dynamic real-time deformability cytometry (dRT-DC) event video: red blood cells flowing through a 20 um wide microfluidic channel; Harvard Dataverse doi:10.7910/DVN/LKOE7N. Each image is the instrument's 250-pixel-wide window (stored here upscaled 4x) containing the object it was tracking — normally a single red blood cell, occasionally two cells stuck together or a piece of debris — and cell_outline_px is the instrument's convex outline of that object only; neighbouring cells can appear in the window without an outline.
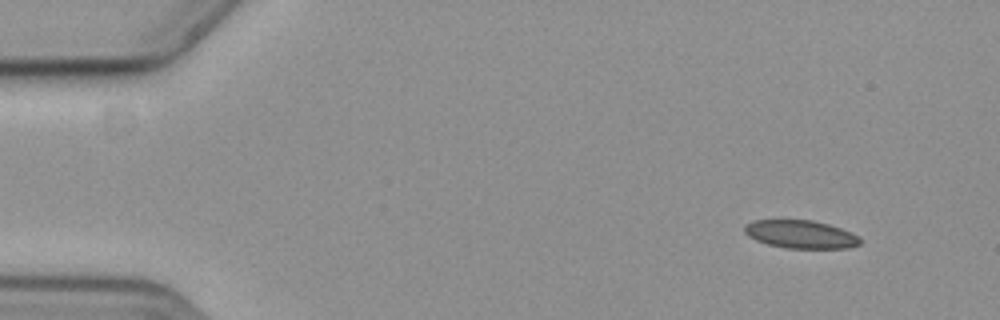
{"species": "common noctule bat (a hibernating species)", "species_latin": "Nyctalus noctula", "temperature_condition": "cold", "stored_images_in_passage": 54, "camera_frame_rate_fps": 3000, "um_per_image_px": 0.085, "animal": {"sex": "female", "body_mass_g": 19.3, "forearm_length_mm": 54.1}, "frame": {"image": 1, "passage_image": 1, "time_ms": 0.0, "image_size_px": [1000, 320], "cell_outline_px": [[860, 244], [848, 248], [784, 248], [768, 244], [756, 240], [748, 236], [744, 232], [744, 224], [752, 220], [812, 220], [828, 224], [852, 232], [860, 236]], "centroid_in_image_um": [68.05, 19.91], "position_along_channel_um": 17.0, "area_um2": 19.02}}
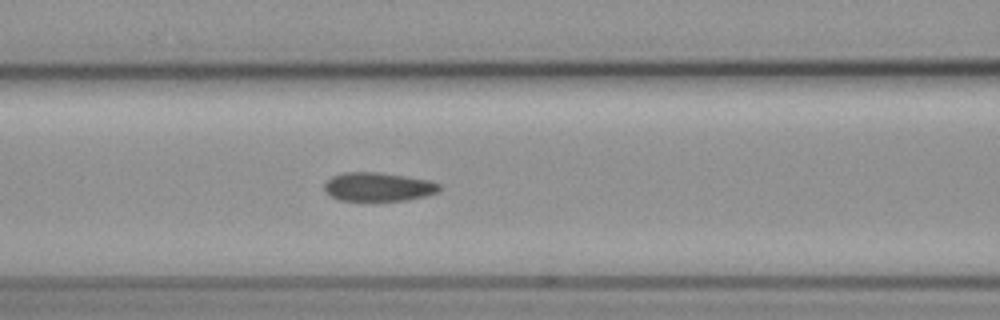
{"frame": {"image": 2, "passage_image": 20, "time_ms": 6.333, "image_size_px": [1000, 320], "cell_outline_px": [[440, 188], [436, 192], [424, 196], [408, 200], [340, 200], [328, 196], [324, 192], [324, 184], [332, 176], [344, 172], [376, 172], [404, 176], [428, 180], [440, 184]], "centroid_in_image_um": [32.09, 15.88], "position_along_channel_um": 134.5, "area_um2": 19.13}}
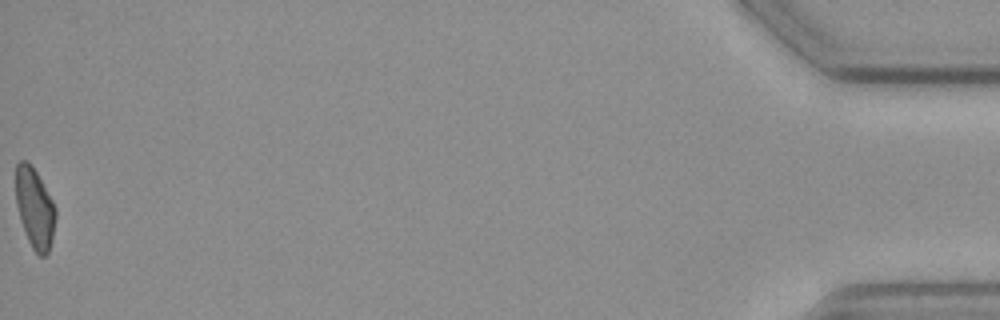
{"frame": {"image": 3, "passage_image": 54, "time_ms": 17.667, "image_size_px": [1000, 320], "cell_outline_px": [[56, 216], [52, 240], [48, 252], [44, 256], [40, 256], [32, 248], [28, 240], [20, 220], [16, 204], [16, 164], [20, 160], [28, 160], [36, 172], [52, 200], [56, 208]], "centroid_in_image_um": [2.95, 17.69], "position_along_channel_um": 432.3, "area_um2": 18.55}, "authors_computed_cell_mechanics": {"area_um2": 19.8254, "velocity_mm_per_s": 3.5731, "shape_relaxation_time_tau1_ms": 7.5003, "shape_relaxation_time_tau2_ms": 3.7611, "deformation_change_tau1": 0.1232, "deformation_change_tau2": 0.0883}}